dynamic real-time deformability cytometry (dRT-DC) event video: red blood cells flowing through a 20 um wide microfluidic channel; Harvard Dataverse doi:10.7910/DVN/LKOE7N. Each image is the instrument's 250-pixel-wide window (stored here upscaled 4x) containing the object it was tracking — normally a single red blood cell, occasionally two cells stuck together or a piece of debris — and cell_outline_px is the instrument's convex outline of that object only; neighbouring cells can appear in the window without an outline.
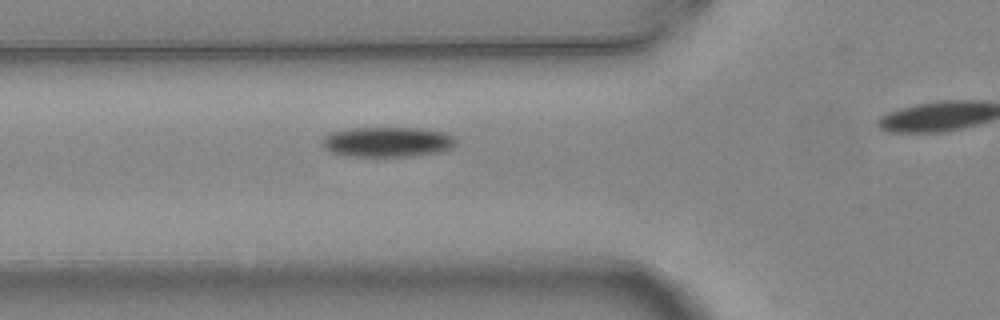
{"species": "common noctule bat (a hibernating species)", "species_latin": "Nyctalus noctula", "temperature_condition": "warm", "stored_images_in_passage": 5, "segment_of_instrument_passage": [1, 2], "camera_frame_rate_fps": 3000, "um_per_image_px": 0.085, "animal": {"sex": "female", "body_mass_g": 24.6, "forearm_length_mm": 56.2}, "frame": {"image": 1, "passage_image": 4, "time_ms": 1.0, "image_size_px": [1000, 320], "cell_outline_px": [[456, 144], [452, 148], [440, 152], [416, 156], [344, 156], [328, 152], [320, 144], [320, 140], [324, 136], [332, 132], [348, 128], [420, 128], [444, 132], [456, 136]], "centroid_in_image_um": [32.91, 12.07], "position_along_channel_um": 92.9, "area_um2": 23.93}}